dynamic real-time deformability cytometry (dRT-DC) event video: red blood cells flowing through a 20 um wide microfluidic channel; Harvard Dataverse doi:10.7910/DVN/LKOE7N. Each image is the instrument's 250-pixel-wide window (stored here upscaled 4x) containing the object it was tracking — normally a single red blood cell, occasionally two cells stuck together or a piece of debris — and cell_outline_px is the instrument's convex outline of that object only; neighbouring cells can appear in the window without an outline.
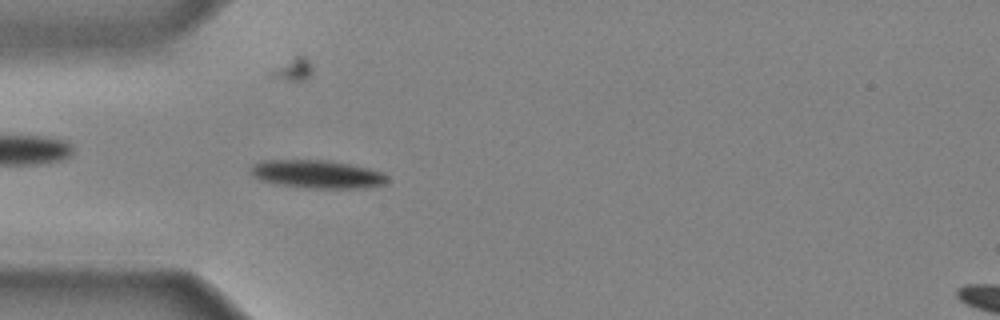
{"species": "common noctule bat (a hibernating species)", "species_latin": "Nyctalus noctula", "temperature_condition": "cold", "stored_images_in_passage": 41, "camera_frame_rate_fps": 3000, "um_per_image_px": 0.085, "animal": {"sex": "male", "body_mass_g": 20.4}, "frame": {"image": 1, "passage_image": 11, "time_ms": 3.333, "image_size_px": [1000, 320], "cell_outline_px": [[388, 180], [384, 184], [364, 188], [308, 188], [260, 180], [252, 172], [252, 164], [264, 160], [324, 160], [348, 164], [368, 168], [384, 172], [388, 176]], "centroid_in_image_um": [27.03, 14.8], "position_along_channel_um": 58.0, "area_um2": 22.02}}
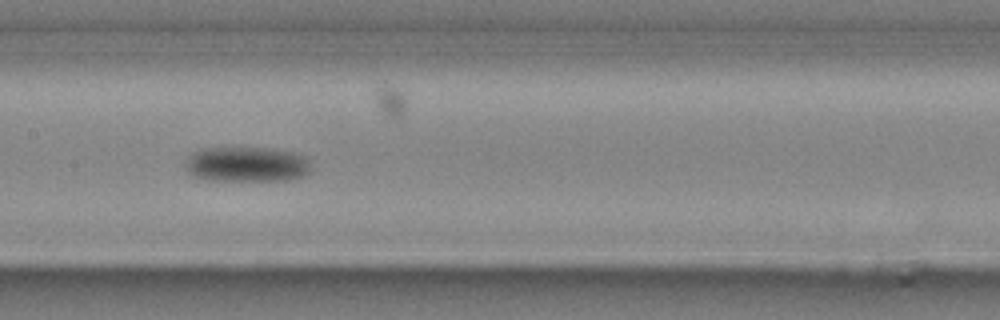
{"frame": {"image": 2, "passage_image": 20, "time_ms": 6.333, "image_size_px": [1000, 320], "cell_outline_px": [[312, 168], [304, 176], [288, 180], [212, 180], [192, 176], [188, 172], [184, 164], [188, 156], [204, 148], [268, 148], [292, 152], [308, 156]], "centroid_in_image_um": [21.01, 13.97], "position_along_channel_um": 186.4, "area_um2": 25.84}}
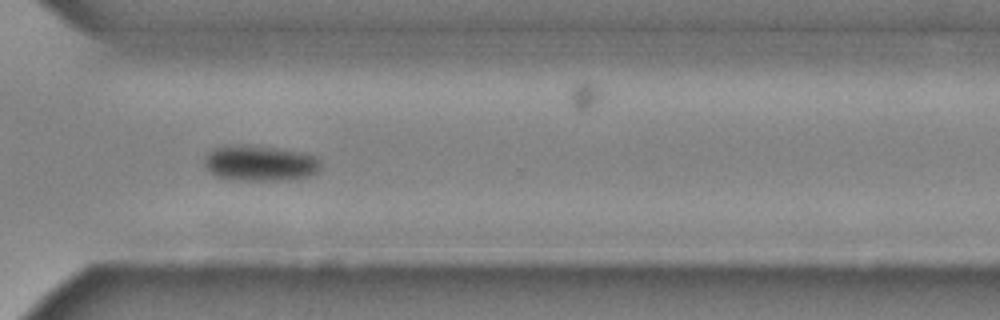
{"frame": {"image": 3, "passage_image": 31, "time_ms": 10.0, "image_size_px": [1000, 320], "cell_outline_px": [[320, 172], [308, 176], [276, 180], [236, 180], [216, 176], [204, 164], [208, 156], [216, 148], [244, 144], [252, 144], [304, 152], [316, 156], [320, 160]], "centroid_in_image_um": [22.19, 13.86], "position_along_channel_um": 348.4, "area_um2": 23.93}}